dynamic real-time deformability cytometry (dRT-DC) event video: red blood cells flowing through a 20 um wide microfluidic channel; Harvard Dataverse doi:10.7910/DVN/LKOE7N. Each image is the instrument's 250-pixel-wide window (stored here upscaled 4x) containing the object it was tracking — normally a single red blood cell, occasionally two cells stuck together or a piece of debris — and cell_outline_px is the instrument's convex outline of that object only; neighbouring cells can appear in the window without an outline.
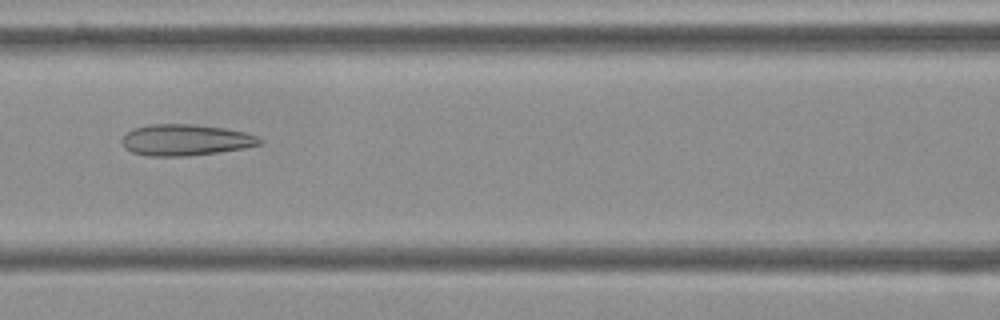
{"species": "Egyptian fruit bat (a non-hibernating species)", "species_latin": "Rousettus aegyptiacus", "temperature_condition": "cold", "stored_images_in_passage": 43, "camera_frame_rate_fps": 3000, "um_per_image_px": 0.085, "frame": {"image": 1, "passage_image": 19, "time_ms": 6.0, "image_size_px": [1000, 320], "cell_outline_px": [[264, 144], [244, 148], [216, 152], [184, 156], [144, 156], [132, 152], [124, 148], [120, 140], [132, 128], [148, 124], [196, 124], [224, 128], [244, 132], [256, 136], [264, 140]], "centroid_in_image_um": [15.75, 11.89], "position_along_channel_um": 150.9, "area_um2": 25.26}}
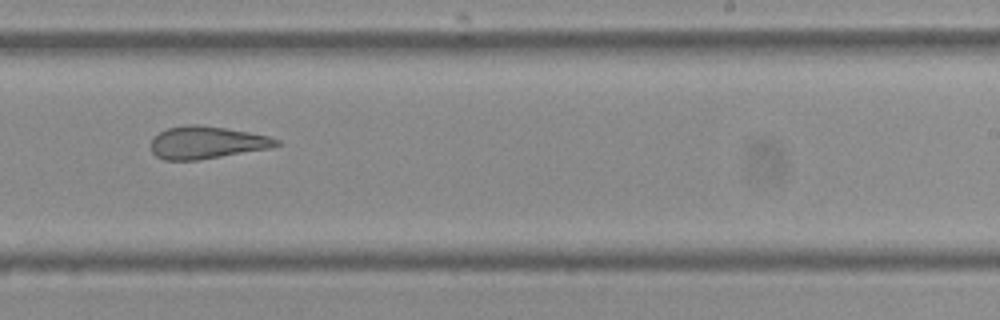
{"frame": {"image": 2, "passage_image": 29, "time_ms": 9.333, "image_size_px": [1000, 320], "cell_outline_px": [[280, 144], [272, 148], [200, 160], [164, 160], [156, 156], [152, 152], [152, 140], [160, 132], [168, 128], [188, 124], [196, 124], [224, 128], [248, 132], [268, 136], [280, 140]], "centroid_in_image_um": [17.59, 12.13], "position_along_channel_um": 271.4, "area_um2": 23.64}}
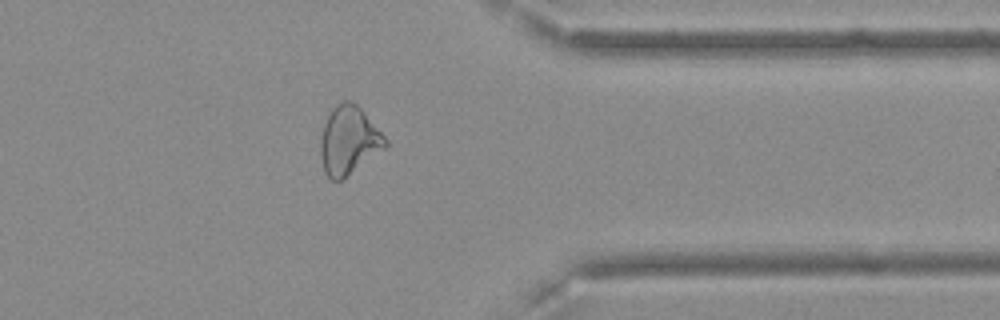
{"frame": {"image": 3, "passage_image": 39, "time_ms": 12.667, "image_size_px": [1000, 320], "cell_outline_px": [[388, 144], [384, 148], [340, 180], [332, 180], [324, 172], [320, 152], [320, 140], [324, 124], [332, 108], [336, 104], [344, 100], [348, 100], [356, 104], [364, 112], [388, 140]], "centroid_in_image_um": [29.62, 11.91], "position_along_channel_um": 381.8, "area_um2": 25.26}}